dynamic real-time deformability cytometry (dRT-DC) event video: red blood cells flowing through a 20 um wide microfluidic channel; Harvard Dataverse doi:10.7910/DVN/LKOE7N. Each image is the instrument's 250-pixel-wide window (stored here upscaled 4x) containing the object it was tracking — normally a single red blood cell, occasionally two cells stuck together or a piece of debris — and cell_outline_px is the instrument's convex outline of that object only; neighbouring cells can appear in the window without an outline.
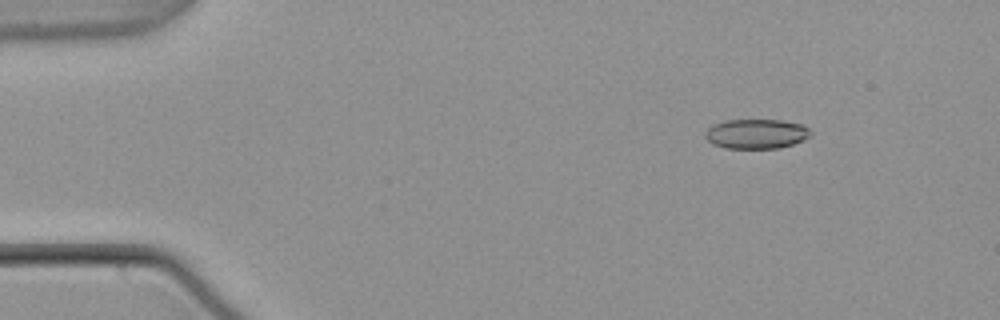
{"species": "common noctule bat (a hibernating species)", "species_latin": "Nyctalus noctula", "temperature_condition": "warm", "stored_images_in_passage": 54, "camera_frame_rate_fps": 3000, "um_per_image_px": 0.085, "animal": {"sex": "male", "body_mass_g": 21.5, "forearm_length_mm": 52.0}, "frame": {"image": 1, "passage_image": 7, "time_ms": 2.0, "image_size_px": [1000, 320], "cell_outline_px": [[812, 136], [804, 140], [780, 148], [724, 148], [712, 144], [704, 136], [704, 132], [712, 124], [724, 120], [780, 120], [804, 124], [812, 132]], "centroid_in_image_um": [64.29, 11.37], "position_along_channel_um": 20.7, "area_um2": 18.5}}
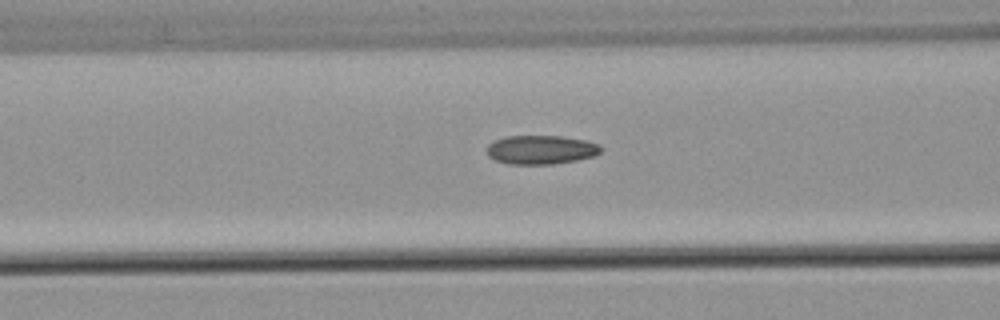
{"frame": {"image": 2, "passage_image": 22, "time_ms": 7.0, "image_size_px": [1000, 320], "cell_outline_px": [[600, 152], [596, 156], [576, 160], [552, 164], [508, 164], [496, 160], [488, 156], [488, 144], [496, 140], [508, 136], [564, 136], [588, 140], [600, 144]], "centroid_in_image_um": [46.03, 12.72], "position_along_channel_um": 120.6, "area_um2": 19.25}}
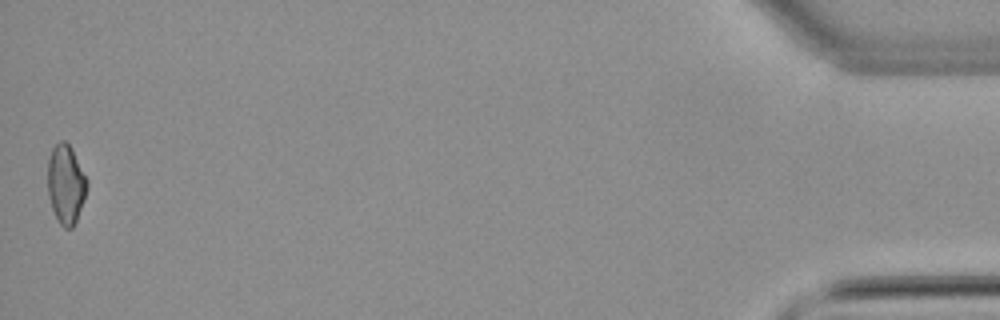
{"frame": {"image": 3, "passage_image": 54, "time_ms": 17.667, "image_size_px": [1000, 320], "cell_outline_px": [[88, 188], [84, 200], [76, 220], [72, 228], [64, 228], [60, 224], [52, 208], [48, 196], [48, 160], [52, 148], [60, 140], [64, 140], [72, 148], [88, 180]], "centroid_in_image_um": [5.61, 15.64], "position_along_channel_um": 429.6, "area_um2": 18.15}, "authors_computed_cell_mechanics": {"area_um2": 18.9584, "velocity_mm_per_s": 3.8019, "shape_relaxation_time_tau1_ms": null, "shape_relaxation_time_tau2_ms": 4.8921, "deformation_change_tau1": null, "deformation_change_tau2": 0.1018}}